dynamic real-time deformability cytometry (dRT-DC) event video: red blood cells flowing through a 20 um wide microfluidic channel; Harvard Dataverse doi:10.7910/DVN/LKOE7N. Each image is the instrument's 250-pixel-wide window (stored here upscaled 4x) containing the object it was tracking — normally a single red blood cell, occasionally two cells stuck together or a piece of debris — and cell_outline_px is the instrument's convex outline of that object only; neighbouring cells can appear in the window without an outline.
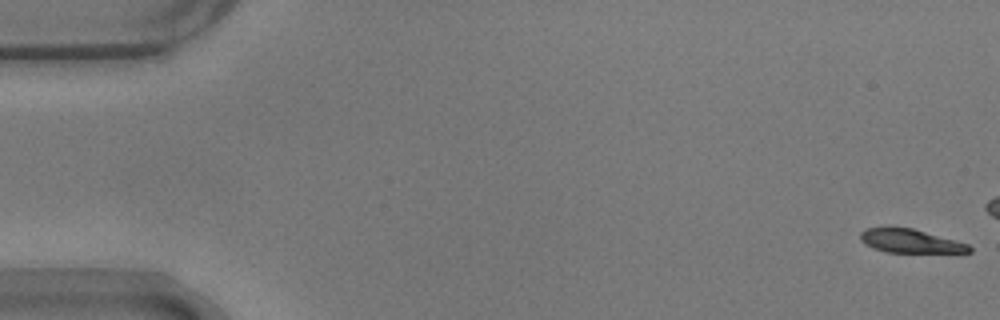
{"species": "common noctule bat (a hibernating species)", "species_latin": "Nyctalus noctula", "temperature_condition": "warm", "stored_images_in_passage": 16, "camera_frame_rate_fps": 3000, "um_per_image_px": 0.085, "animal": {"sex": "male", "body_mass_g": 17.9}, "frame": {"image": 1, "passage_image": 1, "time_ms": 0.0, "image_size_px": [1000, 320], "cell_outline_px": [[972, 252], [888, 252], [864, 244], [860, 240], [860, 232], [864, 228], [888, 224], [892, 224], [912, 228], [968, 244], [972, 248]], "centroid_in_image_um": [77.27, 20.43], "position_along_channel_um": 7.7, "area_um2": 15.37}}